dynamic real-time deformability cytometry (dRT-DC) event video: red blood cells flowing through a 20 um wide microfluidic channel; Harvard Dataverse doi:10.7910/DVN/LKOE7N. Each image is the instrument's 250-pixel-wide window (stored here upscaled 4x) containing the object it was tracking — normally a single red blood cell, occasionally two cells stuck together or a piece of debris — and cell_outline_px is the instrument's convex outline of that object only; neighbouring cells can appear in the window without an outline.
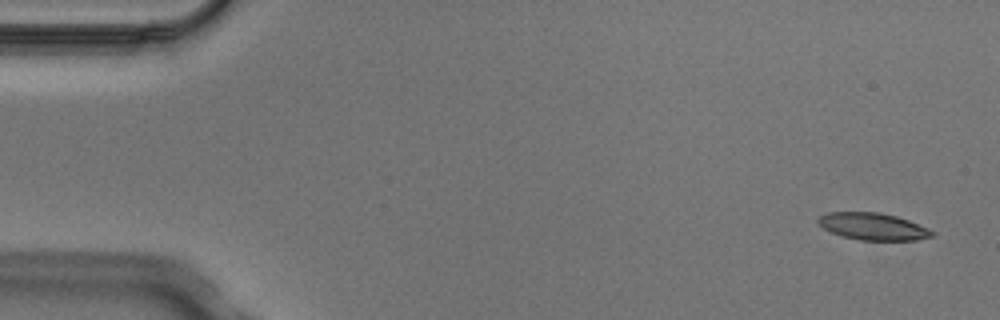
{"species": "Egyptian fruit bat (a non-hibernating species)", "species_latin": "Rousettus aegyptiacus", "temperature_condition": "cold", "stored_images_in_passage": 4, "camera_frame_rate_fps": 3000, "um_per_image_px": 0.085, "animal": {"sex": "male"}, "frame": {"image": 1, "passage_image": 1, "time_ms": 0.0, "image_size_px": [1000, 320], "cell_outline_px": [[936, 232], [932, 236], [916, 240], [860, 240], [844, 236], [832, 232], [824, 228], [816, 220], [820, 216], [828, 212], [880, 212], [896, 216], [908, 220], [928, 228]], "centroid_in_image_um": [74.22, 19.24], "position_along_channel_um": 10.8, "area_um2": 17.8}}
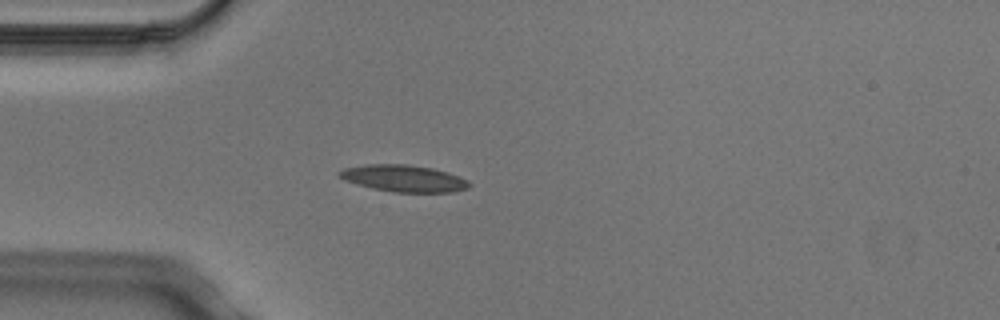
{"frame": {"image": 2, "passage_image": 4, "time_ms": 1.0, "image_size_px": [1000, 320], "cell_outline_px": [[472, 184], [468, 188], [452, 192], [392, 192], [372, 188], [356, 184], [344, 180], [336, 176], [336, 172], [344, 168], [368, 164], [404, 164], [432, 168], [448, 172], [468, 180]], "centroid_in_image_um": [34.29, 15.16], "position_along_channel_um": 50.7, "area_um2": 20.4}}